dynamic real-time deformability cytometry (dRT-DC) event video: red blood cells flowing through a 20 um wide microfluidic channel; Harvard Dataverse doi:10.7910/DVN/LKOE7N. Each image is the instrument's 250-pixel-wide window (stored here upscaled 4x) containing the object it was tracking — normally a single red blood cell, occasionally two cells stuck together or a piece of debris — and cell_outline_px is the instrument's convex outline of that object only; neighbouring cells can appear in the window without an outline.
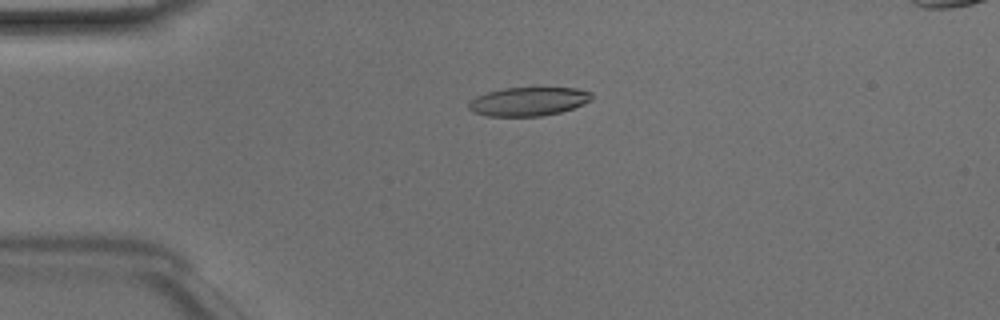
{"species": "Egyptian fruit bat (a non-hibernating species)", "species_latin": "Rousettus aegyptiacus", "temperature_condition": "room temperature", "stored_images_in_passage": 48, "camera_frame_rate_fps": 3000, "um_per_image_px": 0.085, "animal": {"sex": "male"}, "frame": {"image": 1, "passage_image": 11, "time_ms": 3.333, "image_size_px": [1000, 320], "cell_outline_px": [[592, 100], [584, 104], [560, 112], [540, 116], [488, 116], [472, 112], [468, 108], [468, 100], [476, 96], [488, 92], [504, 88], [576, 88], [592, 92]], "centroid_in_image_um": [44.89, 8.63], "position_along_channel_um": 40.1, "area_um2": 20.63}}
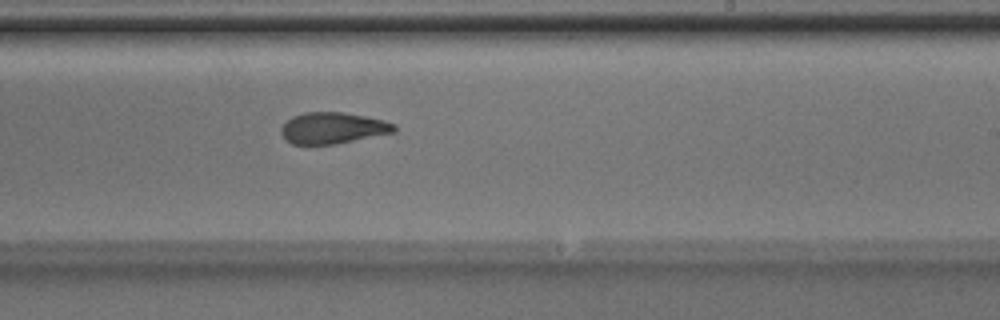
{"frame": {"image": 2, "passage_image": 29, "time_ms": 9.333, "image_size_px": [1000, 320], "cell_outline_px": [[396, 132], [336, 144], [292, 144], [280, 132], [280, 128], [292, 116], [304, 112], [344, 112], [384, 120], [396, 124]], "centroid_in_image_um": [28.32, 10.88], "position_along_channel_um": 260.7, "area_um2": 20.63}}
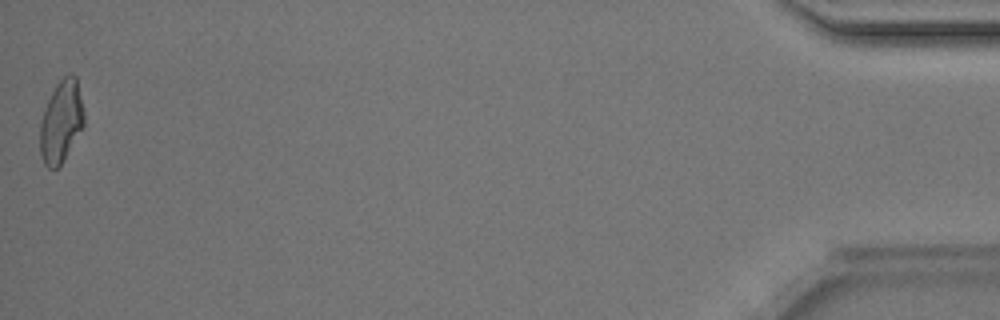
{"frame": {"image": 3, "passage_image": 48, "time_ms": 15.667, "image_size_px": [1000, 320], "cell_outline_px": [[84, 124], [60, 164], [56, 168], [48, 168], [44, 164], [40, 156], [40, 120], [44, 108], [56, 84], [64, 76], [72, 72], [76, 76], [84, 112]], "centroid_in_image_um": [5.18, 10.3], "position_along_channel_um": 430.0, "area_um2": 20.81}, "authors_computed_cell_mechanics": {"area_um2": 21.1259, "velocity_mm_per_s": 4.1651, "shape_relaxation_time_tau1_ms": 4.7581, "shape_relaxation_time_tau2_ms": 2.2959, "deformation_change_tau1": 0.1989, "deformation_change_tau2": 0.1071}}